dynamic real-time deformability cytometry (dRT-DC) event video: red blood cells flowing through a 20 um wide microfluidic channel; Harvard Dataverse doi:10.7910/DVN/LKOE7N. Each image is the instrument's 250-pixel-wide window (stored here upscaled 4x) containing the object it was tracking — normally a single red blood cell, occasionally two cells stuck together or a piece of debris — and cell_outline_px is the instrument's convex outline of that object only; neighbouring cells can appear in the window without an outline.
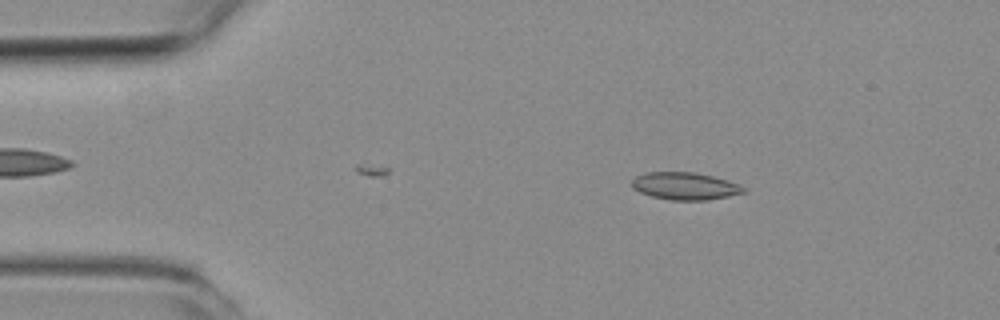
{"species": "common noctule bat (a hibernating species)", "species_latin": "Nyctalus noctula", "temperature_condition": "room temperature", "stored_images_in_passage": 4, "segment_of_instrument_passage": [1, 2], "camera_frame_rate_fps": 3000, "um_per_image_px": 0.085, "animal": {"sex": "female", "body_mass_g": 19.3, "forearm_length_mm": 54.1}, "frame": {"image": 1, "passage_image": 2, "time_ms": 1.333, "image_size_px": [1000, 320], "cell_outline_px": [[748, 192], [708, 200], [672, 200], [652, 196], [640, 192], [632, 188], [632, 180], [636, 176], [644, 172], [696, 172], [728, 180], [740, 184], [748, 188]], "centroid_in_image_um": [58.27, 15.81], "position_along_channel_um": 26.7, "area_um2": 18.03}}